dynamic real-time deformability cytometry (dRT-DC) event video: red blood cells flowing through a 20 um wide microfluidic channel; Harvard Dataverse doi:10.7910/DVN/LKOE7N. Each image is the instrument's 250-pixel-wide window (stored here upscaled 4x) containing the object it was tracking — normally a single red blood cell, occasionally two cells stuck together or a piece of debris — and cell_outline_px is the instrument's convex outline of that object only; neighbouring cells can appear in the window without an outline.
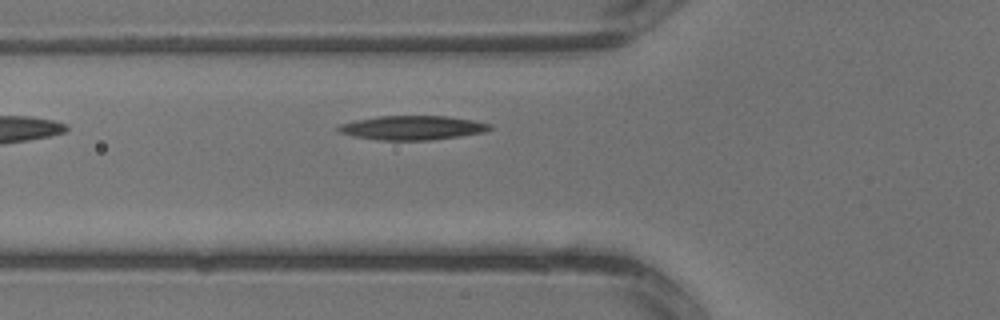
{"species": "common noctule bat (a hibernating species)", "species_latin": "Nyctalus noctula", "temperature_condition": "warm", "stored_images_in_passage": 3, "camera_frame_rate_fps": 3000, "um_per_image_px": 0.085, "animal": {"sex": "male", "body_mass_g": 13.3}, "frame": {"image": 1, "passage_image": 3, "time_ms": 0.667, "image_size_px": [1000, 320], "cell_outline_px": [[492, 128], [484, 132], [460, 136], [432, 140], [380, 140], [352, 136], [340, 132], [336, 128], [340, 124], [356, 120], [376, 116], [448, 116], [472, 120], [492, 124]], "centroid_in_image_um": [35.05, 10.86], "position_along_channel_um": 90.7, "area_um2": 21.33}}